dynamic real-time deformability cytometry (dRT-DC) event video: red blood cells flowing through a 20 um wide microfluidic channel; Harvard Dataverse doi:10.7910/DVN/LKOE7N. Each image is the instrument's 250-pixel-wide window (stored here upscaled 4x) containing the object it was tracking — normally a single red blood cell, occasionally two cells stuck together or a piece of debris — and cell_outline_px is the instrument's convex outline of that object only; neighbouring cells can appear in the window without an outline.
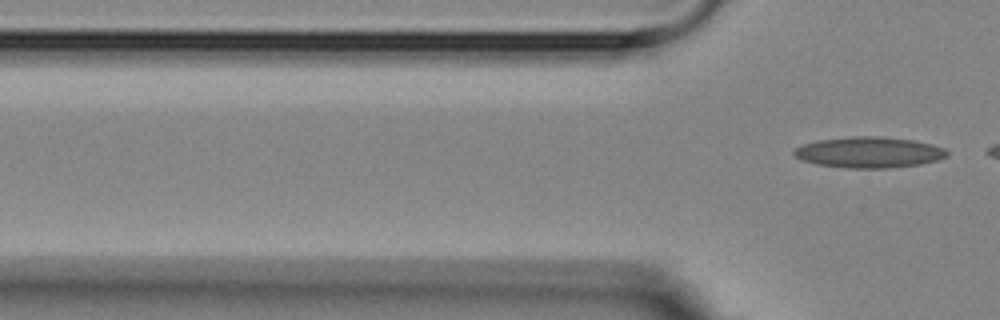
{"species": "Egyptian fruit bat (a non-hibernating species)", "species_latin": "Rousettus aegyptiacus", "temperature_condition": "room temperature", "stored_images_in_passage": 3, "camera_frame_rate_fps": 3000, "um_per_image_px": 0.085, "animal": {"sex": "female"}, "frame": {"image": 1, "passage_image": 3, "time_ms": 2.333, "image_size_px": [1000, 320], "cell_outline_px": [[948, 156], [936, 160], [920, 164], [888, 168], [844, 168], [816, 164], [800, 160], [792, 152], [796, 148], [804, 144], [816, 140], [852, 136], [876, 136], [912, 140], [932, 144], [944, 148], [948, 152]], "centroid_in_image_um": [73.84, 12.95], "position_along_channel_um": 52.0, "area_um2": 27.57}}